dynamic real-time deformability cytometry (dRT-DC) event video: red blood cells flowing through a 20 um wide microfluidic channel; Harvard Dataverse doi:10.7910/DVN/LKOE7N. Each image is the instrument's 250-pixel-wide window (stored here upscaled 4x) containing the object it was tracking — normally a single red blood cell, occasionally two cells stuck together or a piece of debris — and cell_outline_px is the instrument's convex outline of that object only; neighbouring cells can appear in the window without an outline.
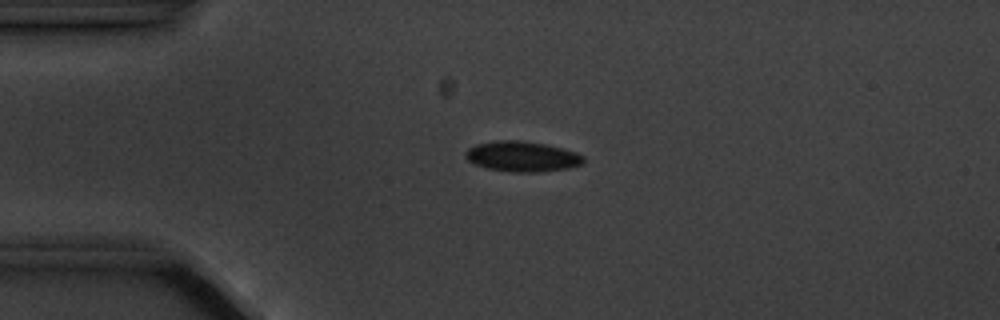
{"species": "common noctule bat (a hibernating species)", "species_latin": "Nyctalus noctula", "temperature_condition": "cold", "stored_images_in_passage": 8, "camera_frame_rate_fps": 3000, "um_per_image_px": 0.085, "animal": {"sex": "male", "body_mass_g": 20.1, "forearm_length_mm": 53.5}, "frame": {"image": 1, "passage_image": 3, "time_ms": 3.0, "image_size_px": [1000, 320], "cell_outline_px": [[584, 164], [568, 168], [536, 172], [512, 172], [488, 168], [476, 164], [468, 160], [464, 156], [464, 152], [468, 148], [476, 144], [496, 140], [520, 140], [544, 144], [576, 152], [584, 156]], "centroid_in_image_um": [44.37, 13.29], "position_along_channel_um": 40.6, "area_um2": 20.81}}
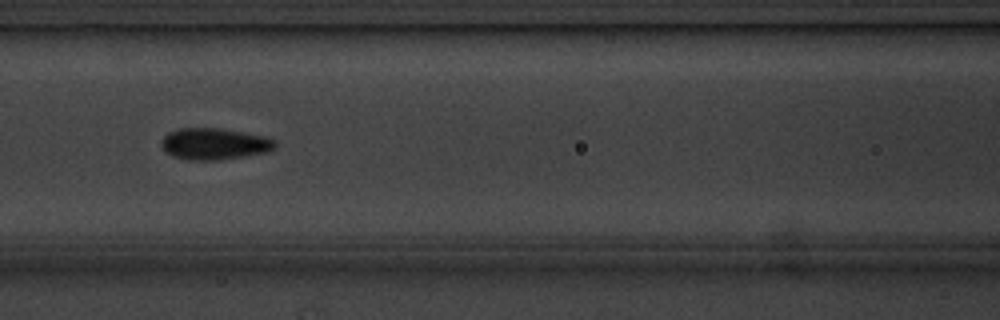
{"frame": {"image": 2, "passage_image": 6, "time_ms": 6.667, "image_size_px": [1000, 320], "cell_outline_px": [[276, 148], [264, 152], [244, 156], [220, 160], [188, 160], [172, 156], [164, 152], [160, 144], [160, 140], [168, 132], [176, 128], [220, 128], [264, 136], [276, 140]], "centroid_in_image_um": [18.16, 12.23], "position_along_channel_um": 148.4, "area_um2": 21.1}}